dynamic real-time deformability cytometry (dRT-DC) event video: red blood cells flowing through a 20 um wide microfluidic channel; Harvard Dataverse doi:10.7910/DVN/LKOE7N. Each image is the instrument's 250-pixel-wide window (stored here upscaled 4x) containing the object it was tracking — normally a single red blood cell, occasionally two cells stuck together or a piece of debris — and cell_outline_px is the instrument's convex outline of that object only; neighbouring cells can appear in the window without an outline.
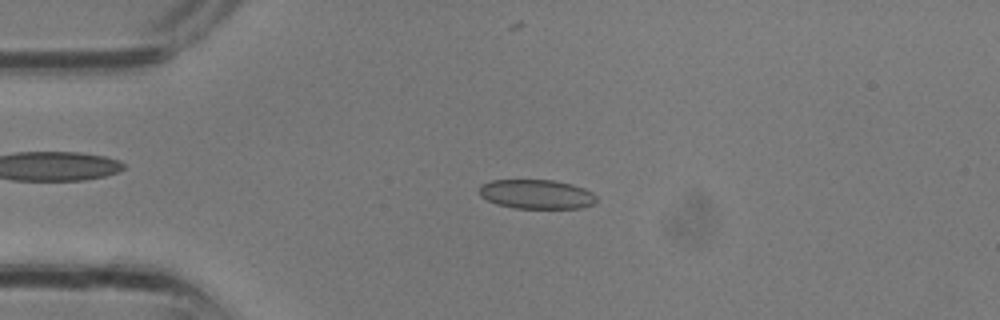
{"species": "common noctule bat (a hibernating species)", "species_latin": "Nyctalus noctula", "temperature_condition": "room temperature", "stored_images_in_passage": 7, "camera_frame_rate_fps": 3000, "um_per_image_px": 0.085, "animal": {"sex": "male", "body_mass_g": 13.3}, "frame": {"image": 1, "passage_image": 3, "time_ms": 0.667, "image_size_px": [1000, 320], "cell_outline_px": [[596, 204], [580, 208], [516, 208], [496, 204], [480, 196], [476, 192], [480, 184], [492, 180], [552, 180], [572, 184], [584, 188], [592, 192], [596, 196]], "centroid_in_image_um": [45.58, 16.5], "position_along_channel_um": 39.4, "area_um2": 20.23}}
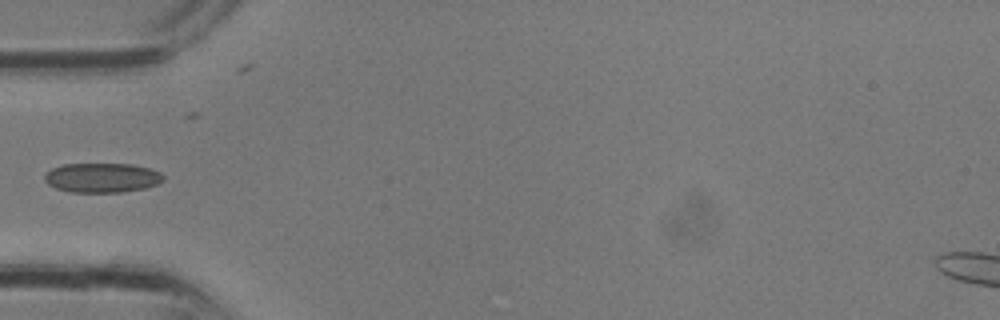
{"frame": {"image": 2, "passage_image": 6, "time_ms": 1.667, "image_size_px": [1000, 320], "cell_outline_px": [[164, 180], [156, 184], [144, 188], [120, 192], [72, 192], [56, 188], [48, 184], [44, 180], [44, 176], [52, 168], [64, 164], [132, 164], [148, 168], [160, 172], [164, 176]], "centroid_in_image_um": [8.67, 15.1], "position_along_channel_um": 76.3, "area_um2": 20.29}}